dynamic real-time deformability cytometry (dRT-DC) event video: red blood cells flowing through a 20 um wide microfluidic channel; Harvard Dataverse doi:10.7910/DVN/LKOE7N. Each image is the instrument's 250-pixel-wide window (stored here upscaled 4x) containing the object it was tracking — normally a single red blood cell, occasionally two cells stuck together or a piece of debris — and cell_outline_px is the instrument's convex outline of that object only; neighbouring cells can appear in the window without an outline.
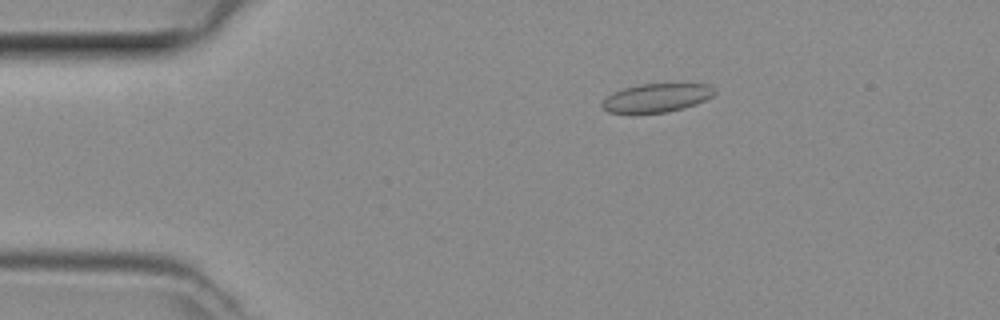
{"species": "common noctule bat (a hibernating species)", "species_latin": "Nyctalus noctula", "temperature_condition": "room temperature", "stored_images_in_passage": 48, "camera_frame_rate_fps": 3000, "um_per_image_px": 0.085, "animal": {"sex": "female", "body_mass_g": 29.2, "forearm_length_mm": 56.3}, "frame": {"image": 1, "passage_image": 9, "time_ms": 2.667, "image_size_px": [1000, 320], "cell_outline_px": [[716, 92], [712, 96], [696, 104], [684, 108], [668, 112], [608, 112], [600, 104], [612, 92], [624, 88], [640, 84], [708, 84], [716, 88]], "centroid_in_image_um": [55.85, 8.3], "position_along_channel_um": 29.2, "area_um2": 18.5}}
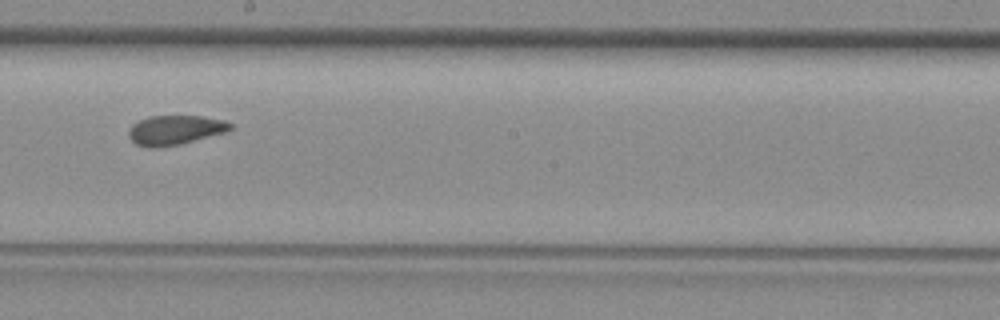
{"frame": {"image": 2, "passage_image": 27, "time_ms": 8.667, "image_size_px": [1000, 320], "cell_outline_px": [[236, 128], [228, 132], [180, 144], [156, 148], [148, 148], [136, 144], [128, 136], [128, 128], [132, 124], [148, 116], [200, 116], [224, 120], [232, 124]], "centroid_in_image_um": [14.9, 11.06], "position_along_channel_um": 233.3, "area_um2": 17.74}}
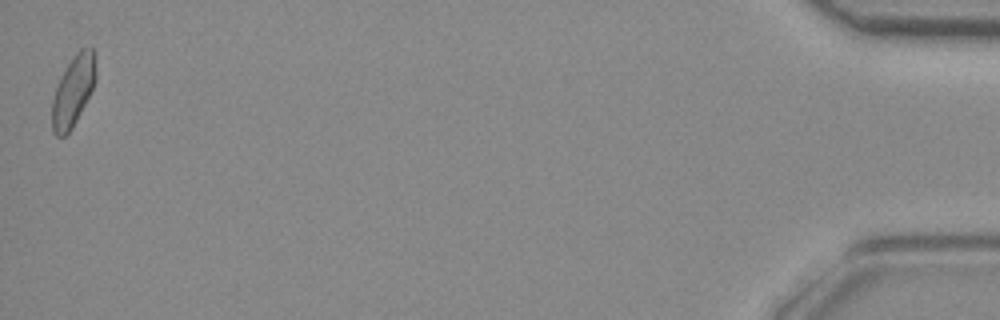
{"frame": {"image": 3, "passage_image": 48, "time_ms": 15.667, "image_size_px": [1000, 320], "cell_outline_px": [[96, 80], [72, 128], [64, 136], [56, 136], [52, 132], [52, 100], [60, 76], [76, 52], [80, 48], [92, 48], [96, 52]], "centroid_in_image_um": [6.22, 7.69], "position_along_channel_um": 429.0, "area_um2": 17.86}}